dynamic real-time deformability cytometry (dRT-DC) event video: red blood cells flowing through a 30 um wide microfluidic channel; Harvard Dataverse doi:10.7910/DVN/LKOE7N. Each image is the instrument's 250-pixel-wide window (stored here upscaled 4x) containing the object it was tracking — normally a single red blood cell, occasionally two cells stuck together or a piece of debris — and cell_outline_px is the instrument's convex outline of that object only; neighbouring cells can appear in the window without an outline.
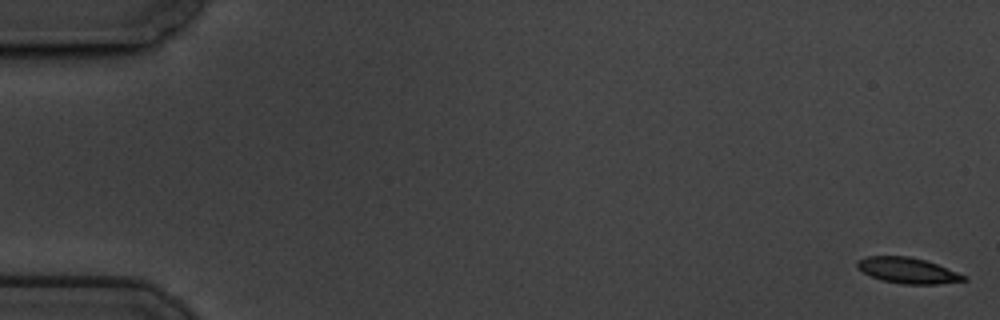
{"species": "common noctule bat (a hibernating species)", "species_latin": "Nyctalus noctula", "temperature_condition": "cold", "stored_images_in_passage": 60, "camera_frame_rate_fps": 3000, "um_per_image_px": 0.085, "animal": {"sex": "male", "body_mass_g": 19.5, "forearm_length_mm": 54.6}, "frame": {"image": 1, "passage_image": 1, "time_ms": 0.0, "image_size_px": [1000, 320], "cell_outline_px": [[968, 280], [940, 284], [904, 284], [880, 280], [856, 268], [856, 260], [868, 256], [908, 256], [924, 260], [936, 264], [968, 276]], "centroid_in_image_um": [77.15, 22.99], "position_along_channel_um": 7.8, "area_um2": 16.01}}
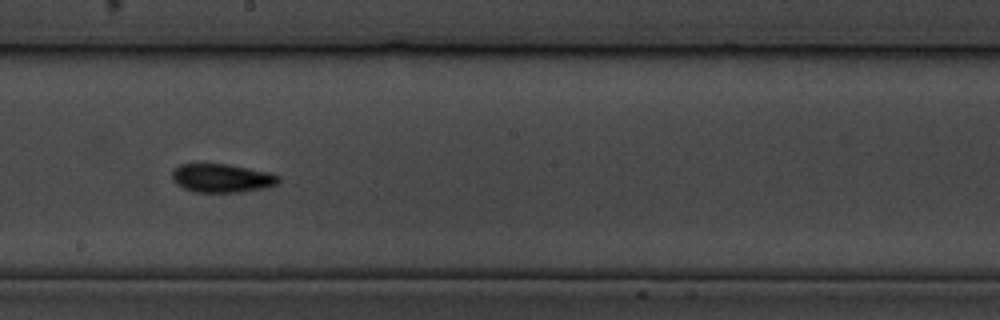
{"frame": {"image": 2, "passage_image": 34, "time_ms": 11.0, "image_size_px": [1000, 320], "cell_outline_px": [[280, 180], [276, 184], [268, 188], [240, 192], [192, 192], [176, 184], [172, 180], [172, 168], [180, 164], [228, 164], [268, 172], [280, 176]], "centroid_in_image_um": [18.84, 15.14], "position_along_channel_um": 229.4, "area_um2": 17.92}}
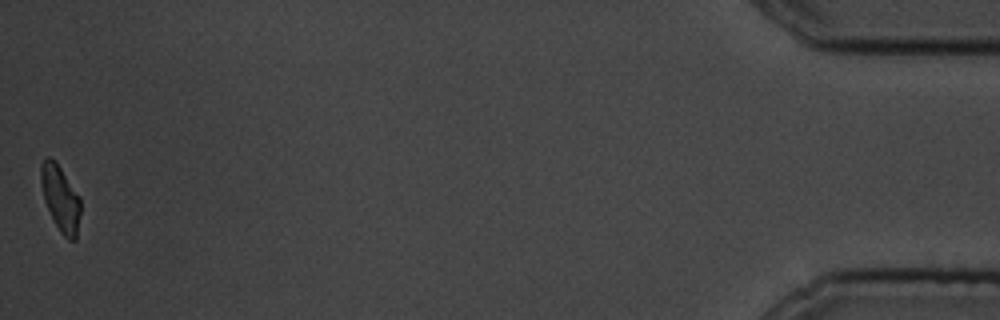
{"frame": {"image": 3, "passage_image": 60, "time_ms": 19.667, "image_size_px": [1000, 320], "cell_outline_px": [[80, 212], [76, 240], [68, 240], [60, 232], [52, 220], [44, 200], [40, 180], [40, 164], [48, 156], [56, 160], [80, 196]], "centroid_in_image_um": [5.13, 16.84], "position_along_channel_um": 430.1, "area_um2": 15.49}, "authors_computed_cell_mechanics": {"area_um2": 16.762, "velocity_mm_per_s": 3.3607, "shape_relaxation_time_tau1_ms": 2.7835, "shape_relaxation_time_tau2_ms": null, "deformation_change_tau1": 0.1103, "deformation_change_tau2": null}}